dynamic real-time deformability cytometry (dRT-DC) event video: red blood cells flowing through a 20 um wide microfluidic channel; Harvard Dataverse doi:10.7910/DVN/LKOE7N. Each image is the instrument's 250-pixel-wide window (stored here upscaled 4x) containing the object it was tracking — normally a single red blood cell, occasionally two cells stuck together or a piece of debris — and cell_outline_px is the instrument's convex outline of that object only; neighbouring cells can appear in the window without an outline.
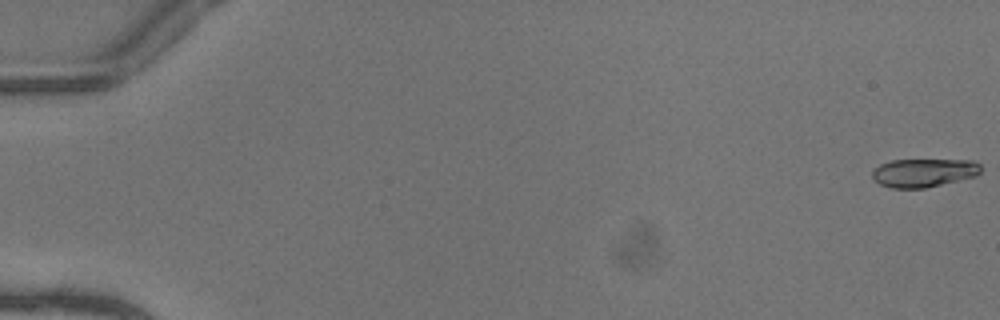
{"species": "common noctule bat (a hibernating species)", "species_latin": "Nyctalus noctula", "temperature_condition": "warm", "stored_images_in_passage": 17, "camera_frame_rate_fps": 3000, "um_per_image_px": 0.085, "animal": {"sex": "female"}, "frame": {"image": 1, "passage_image": 1, "time_ms": 0.0, "image_size_px": [1000, 320], "cell_outline_px": [[980, 172], [976, 176], [924, 188], [892, 188], [880, 184], [872, 176], [872, 172], [880, 164], [892, 160], [976, 160], [980, 164]], "centroid_in_image_um": [78.54, 14.67], "position_along_channel_um": 6.5, "area_um2": 17.86}}
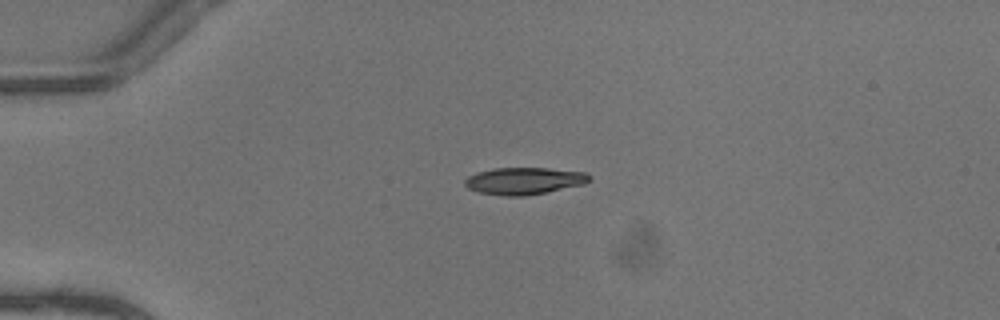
{"frame": {"image": 2, "passage_image": 14, "time_ms": 4.333, "image_size_px": [1000, 320], "cell_outline_px": [[592, 176], [584, 184], [524, 196], [504, 196], [480, 192], [468, 188], [464, 184], [464, 180], [468, 176], [476, 172], [492, 168], [548, 168], [588, 172]], "centroid_in_image_um": [44.54, 15.36], "position_along_channel_um": 40.5, "area_um2": 19.59}}